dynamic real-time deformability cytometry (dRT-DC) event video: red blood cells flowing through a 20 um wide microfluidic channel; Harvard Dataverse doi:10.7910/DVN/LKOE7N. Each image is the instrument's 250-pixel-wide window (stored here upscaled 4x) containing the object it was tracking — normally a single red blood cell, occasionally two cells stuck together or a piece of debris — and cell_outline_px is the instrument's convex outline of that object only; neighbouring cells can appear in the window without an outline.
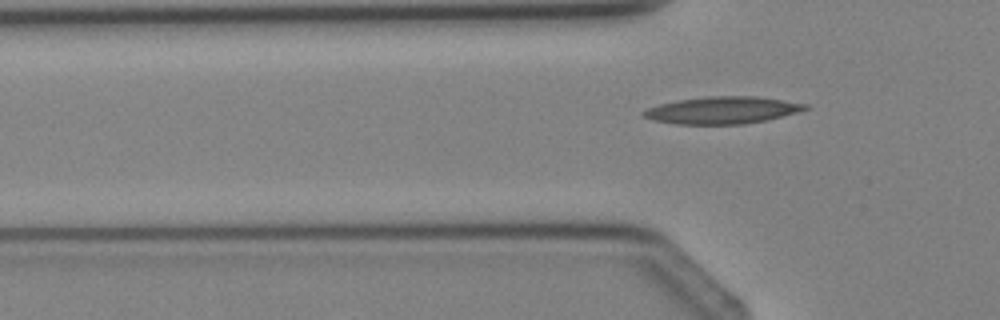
{"species": "Egyptian fruit bat (a non-hibernating species)", "species_latin": "Rousettus aegyptiacus", "temperature_condition": "cold", "stored_images_in_passage": 3, "camera_frame_rate_fps": 3000, "um_per_image_px": 0.085, "animal": {"sex": "female"}, "frame": {"image": 1, "passage_image": 3, "time_ms": 2.333, "image_size_px": [1000, 320], "cell_outline_px": [[812, 108], [800, 112], [768, 120], [744, 124], [676, 124], [652, 120], [644, 116], [640, 112], [648, 108], [660, 104], [676, 100], [708, 96], [756, 96], [808, 104]], "centroid_in_image_um": [61.45, 9.37], "position_along_channel_um": 64.4, "area_um2": 25.78}}